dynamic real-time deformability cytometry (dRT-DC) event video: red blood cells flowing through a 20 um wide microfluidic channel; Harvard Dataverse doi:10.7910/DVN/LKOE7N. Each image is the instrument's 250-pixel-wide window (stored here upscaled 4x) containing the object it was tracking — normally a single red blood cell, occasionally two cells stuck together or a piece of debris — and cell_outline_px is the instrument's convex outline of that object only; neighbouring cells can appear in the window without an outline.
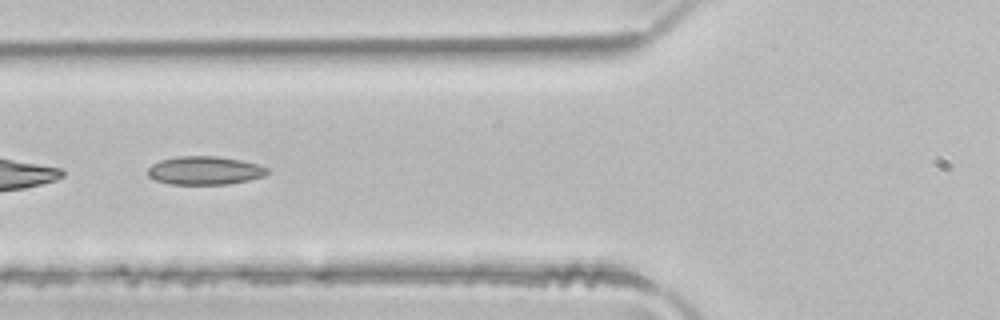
{"species": "common noctule bat (a hibernating species)", "species_latin": "Nyctalus noctula", "temperature_condition": "room temperature", "stored_images_in_passage": 5, "camera_frame_rate_fps": 3000, "um_per_image_px": 0.085, "animal": {"sex": "male", "body_mass_g": 21.5, "forearm_length_mm": 52.0}, "frame": {"image": 1, "passage_image": 5, "time_ms": 1.333, "image_size_px": [1000, 320], "cell_outline_px": [[272, 172], [264, 176], [248, 180], [228, 184], [168, 184], [156, 180], [148, 176], [148, 168], [152, 164], [160, 160], [176, 156], [216, 156], [240, 160], [260, 164], [268, 168]], "centroid_in_image_um": [17.43, 14.49], "position_along_channel_um": 108.4, "area_um2": 19.94}}